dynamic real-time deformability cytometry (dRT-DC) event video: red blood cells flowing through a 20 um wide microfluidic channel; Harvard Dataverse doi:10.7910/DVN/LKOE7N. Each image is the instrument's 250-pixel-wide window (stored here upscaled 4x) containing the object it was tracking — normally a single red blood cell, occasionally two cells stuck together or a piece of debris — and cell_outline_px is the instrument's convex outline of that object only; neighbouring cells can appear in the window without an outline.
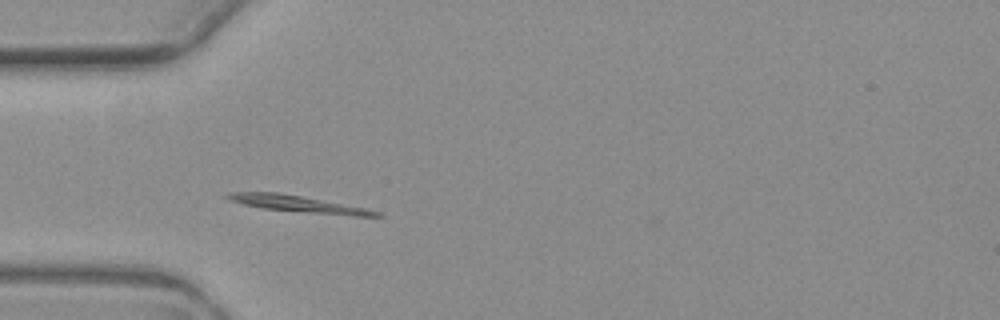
{"species": "common noctule bat (a hibernating species)", "species_latin": "Nyctalus noctula", "temperature_condition": "warm", "stored_images_in_passage": 7, "camera_frame_rate_fps": 3000, "um_per_image_px": 0.085, "animal": {"sex": "female", "body_mass_g": 19.3, "forearm_length_mm": 54.1}, "frame": {"image": 1, "passage_image": 2, "time_ms": 1.0, "image_size_px": [1000, 320], "cell_outline_px": [[384, 216], [352, 216], [260, 208], [228, 200], [224, 196], [228, 192], [280, 192], [364, 208], [380, 212]], "centroid_in_image_um": [25.27, 17.32], "position_along_channel_um": 59.7, "area_um2": 14.16}}
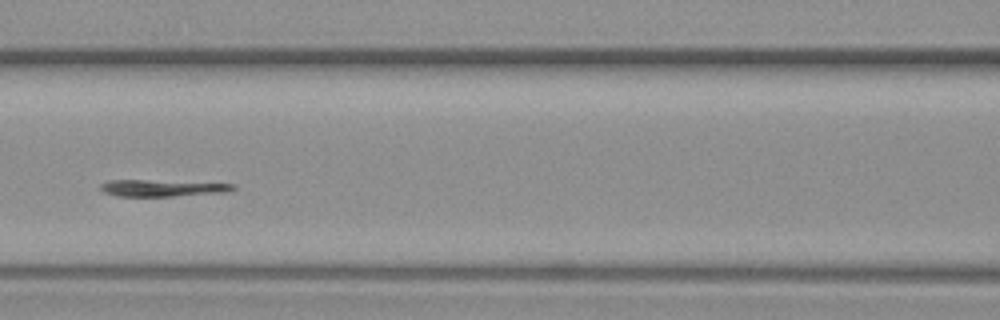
{"frame": {"image": 2, "passage_image": 4, "time_ms": 3.667, "image_size_px": [1000, 320], "cell_outline_px": [[236, 188], [224, 192], [172, 196], [116, 196], [104, 192], [100, 188], [100, 184], [108, 180], [148, 180], [236, 184]], "centroid_in_image_um": [13.74, 15.98], "position_along_channel_um": 152.9, "area_um2": 12.72}}
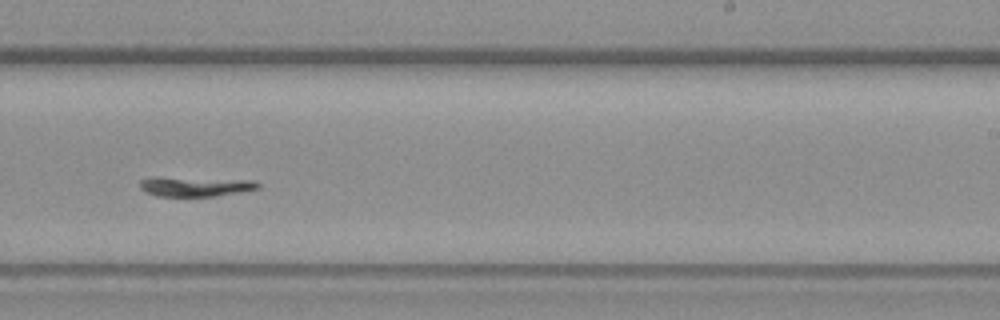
{"frame": {"image": 3, "passage_image": 7, "time_ms": 7.0, "image_size_px": [1000, 320], "cell_outline_px": [[260, 188], [240, 192], [216, 196], [156, 196], [144, 192], [140, 188], [140, 180], [148, 176], [156, 176], [256, 180], [260, 184]], "centroid_in_image_um": [16.56, 15.83], "position_along_channel_um": 272.4, "area_um2": 14.05}}